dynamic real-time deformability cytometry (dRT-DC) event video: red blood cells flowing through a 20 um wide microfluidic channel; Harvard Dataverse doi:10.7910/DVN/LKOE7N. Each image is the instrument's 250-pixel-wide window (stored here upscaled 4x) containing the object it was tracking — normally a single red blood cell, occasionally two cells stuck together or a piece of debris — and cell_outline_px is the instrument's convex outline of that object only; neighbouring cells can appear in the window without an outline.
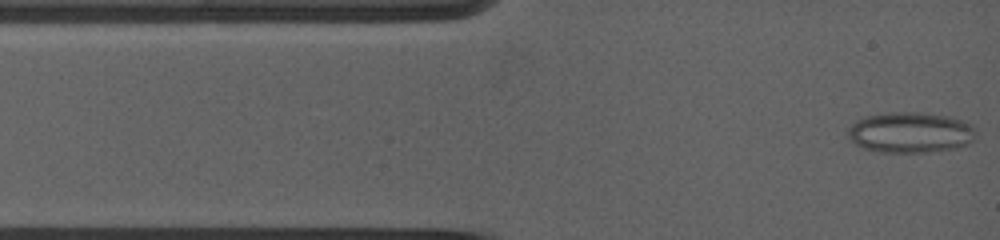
{"species": "common noctule bat (a hibernating species)", "species_latin": "Nyctalus noctula", "temperature_condition": "warm", "stored_images_in_passage": 46, "camera_frame_rate_fps": 5000, "um_per_image_px": 0.085, "animal": {"sex": "female", "body_mass_g": 19.0, "forearm_length_mm": 53.3}, "frame": {"image": 1, "passage_image": 1, "time_ms": 0.0, "image_size_px": [1000, 240], "cell_outline_px": [[968, 140], [964, 144], [948, 148], [924, 152], [880, 152], [864, 148], [856, 144], [848, 136], [848, 132], [852, 124], [868, 116], [892, 112], [916, 112], [944, 116], [960, 120], [968, 128]], "centroid_in_image_um": [77.2, 11.26], "position_along_channel_um": 7.8, "area_um2": 28.55}}
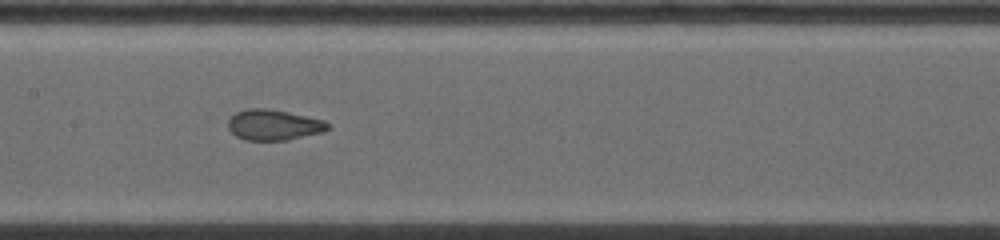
{"frame": {"image": 2, "passage_image": 18, "time_ms": 5.6, "image_size_px": [1000, 240], "cell_outline_px": [[328, 128], [320, 132], [284, 140], [244, 140], [236, 136], [228, 128], [228, 120], [236, 112], [248, 108], [264, 108], [288, 112], [320, 120], [328, 124]], "centroid_in_image_um": [23.16, 10.61], "position_along_channel_um": 184.2, "area_um2": 17.28}}
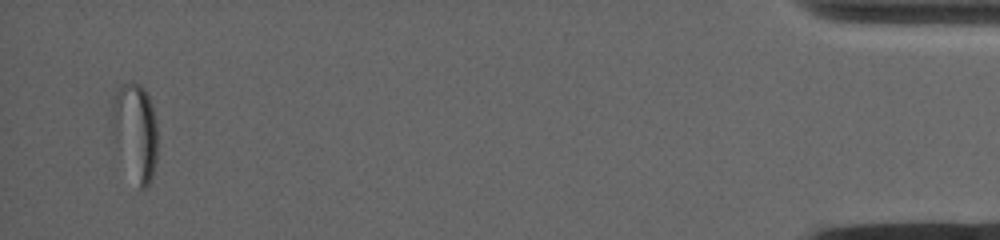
{"frame": {"image": 3, "passage_image": 41, "time_ms": 14.8, "image_size_px": [1000, 240], "cell_outline_px": [[156, 160], [152, 176], [148, 184], [144, 188], [140, 188], [112, 120], [112, 104], [120, 88], [124, 84], [132, 80], [144, 88], [152, 104], [156, 124]], "centroid_in_image_um": [11.59, 11.01], "position_along_channel_um": 423.6, "area_um2": 23.12}, "authors_computed_cell_mechanics": {"area_um2": 19.2763, "velocity_mm_per_s": 3.9512, "shape_relaxation_time_tau1_ms": null, "shape_relaxation_time_tau2_ms": 1.4186, "deformation_change_tau1": null, "deformation_change_tau2": 0.0842}}